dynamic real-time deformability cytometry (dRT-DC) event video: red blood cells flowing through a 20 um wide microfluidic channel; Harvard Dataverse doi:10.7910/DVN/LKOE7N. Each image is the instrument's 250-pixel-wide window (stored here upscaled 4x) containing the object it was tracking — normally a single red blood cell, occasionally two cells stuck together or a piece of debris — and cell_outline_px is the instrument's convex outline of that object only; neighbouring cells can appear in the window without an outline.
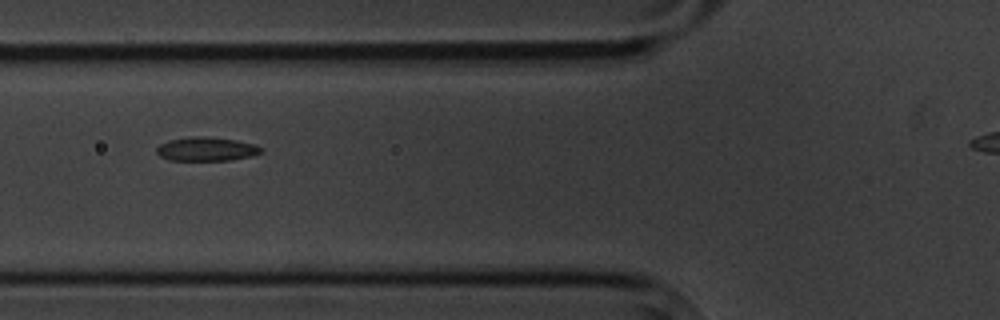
{"species": "common noctule bat (a hibernating species)", "species_latin": "Nyctalus noctula", "temperature_condition": "cold", "stored_images_in_passage": 11, "camera_frame_rate_fps": 3000, "um_per_image_px": 0.085, "animal": {"sex": "male", "body_mass_g": 20.1, "forearm_length_mm": 53.5}, "frame": {"image": 1, "passage_image": 3, "time_ms": 2.333, "image_size_px": [1000, 320], "cell_outline_px": [[264, 148], [260, 152], [252, 156], [232, 160], [168, 160], [160, 156], [156, 152], [156, 148], [160, 144], [168, 140], [192, 136], [204, 136], [236, 140], [252, 144]], "centroid_in_image_um": [17.52, 12.67], "position_along_channel_um": 108.3, "area_um2": 14.51}}
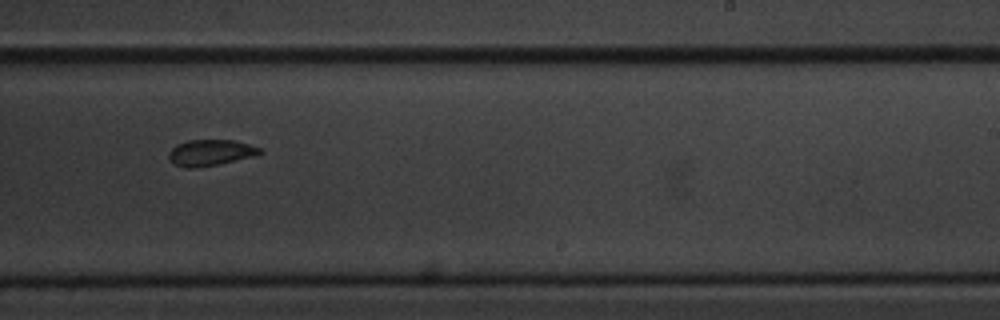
{"frame": {"image": 2, "passage_image": 7, "time_ms": 7.0, "image_size_px": [1000, 320], "cell_outline_px": [[264, 152], [256, 156], [196, 168], [184, 168], [176, 164], [168, 156], [168, 152], [176, 144], [188, 140], [232, 140], [248, 144], [260, 148]], "centroid_in_image_um": [17.89, 12.97], "position_along_channel_um": 271.1, "area_um2": 13.76}}
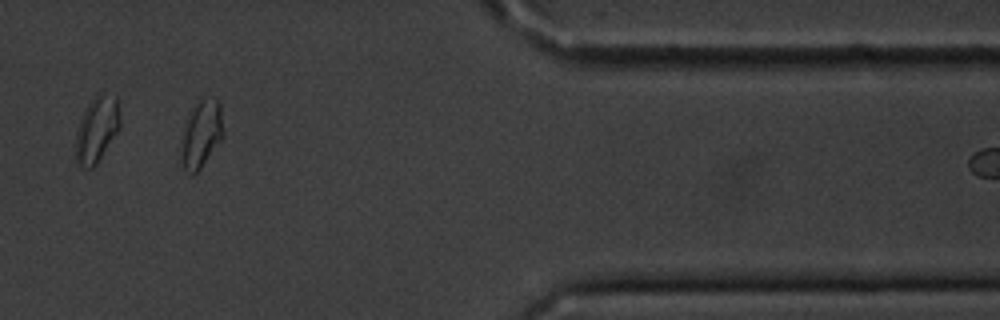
{"frame": {"image": 3, "passage_image": 10, "time_ms": 11.333, "image_size_px": [1000, 320], "cell_outline_px": [[224, 136], [200, 168], [192, 176], [184, 168], [180, 160], [180, 140], [188, 112], [204, 96], [216, 100], [220, 104], [224, 132]], "centroid_in_image_um": [17.08, 11.39], "position_along_channel_um": 394.3, "area_um2": 16.82}, "authors_computed_cell_mechanics": {"area_um2": 14.9702, "velocity_mm_per_s": 3.4946, "shape_relaxation_time_tau1_ms": 4.4437, "shape_relaxation_time_tau2_ms": 2.9059, "deformation_change_tau1": 0.0984, "deformation_change_tau2": 0.0725}}